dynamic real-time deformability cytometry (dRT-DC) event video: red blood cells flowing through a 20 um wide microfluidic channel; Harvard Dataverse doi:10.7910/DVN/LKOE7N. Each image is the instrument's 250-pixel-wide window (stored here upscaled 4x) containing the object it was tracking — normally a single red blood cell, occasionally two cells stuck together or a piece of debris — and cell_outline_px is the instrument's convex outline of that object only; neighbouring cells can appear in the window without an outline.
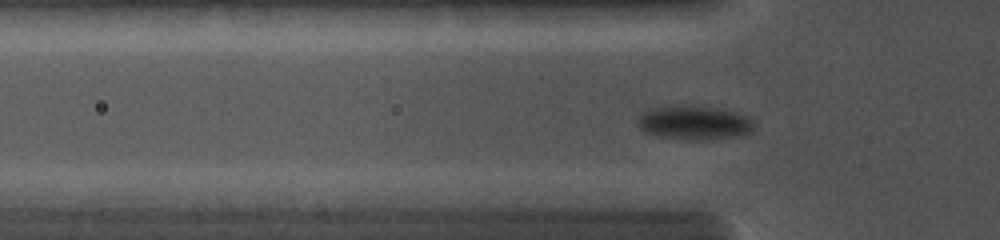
{"species": "common noctule bat (a hibernating species)", "species_latin": "Nyctalus noctula", "temperature_condition": "cold", "stored_images_in_passage": 66, "camera_frame_rate_fps": 5000, "um_per_image_px": 0.085, "animal": {"sex": "female", "body_mass_g": 19.0, "forearm_length_mm": 56.7}, "frame": {"image": 1, "passage_image": 21, "time_ms": 4.4, "image_size_px": [1000, 240], "cell_outline_px": [[752, 132], [740, 136], [708, 140], [696, 140], [664, 136], [644, 132], [640, 128], [636, 116], [640, 112], [648, 108], [680, 104], [692, 104], [716, 108], [748, 116], [752, 120]], "centroid_in_image_um": [58.96, 10.4], "position_along_channel_um": 66.8, "area_um2": 23.35}}
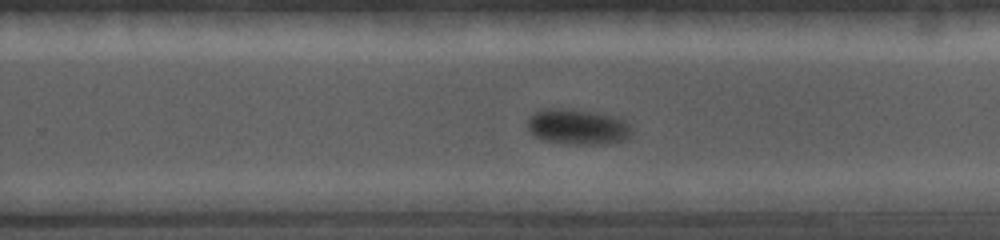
{"frame": {"image": 2, "passage_image": 41, "time_ms": 9.4, "image_size_px": [1000, 240], "cell_outline_px": [[632, 132], [628, 140], [604, 144], [576, 144], [544, 140], [536, 136], [528, 128], [528, 116], [536, 112], [548, 108], [564, 108], [596, 112], [616, 116], [624, 120], [632, 128]], "centroid_in_image_um": [49.16, 10.77], "position_along_channel_um": 280.6, "area_um2": 21.62}}
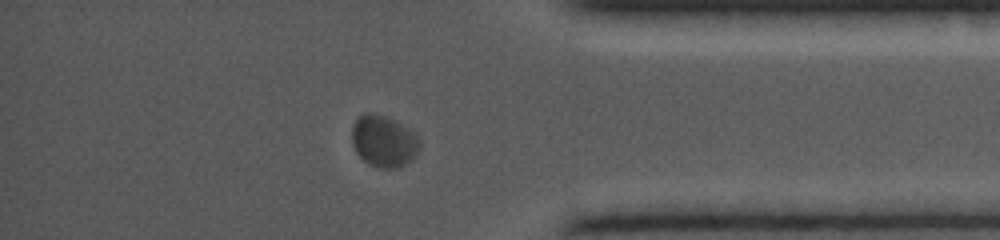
{"frame": {"image": 3, "passage_image": 55, "time_ms": 12.4, "image_size_px": [1000, 240], "cell_outline_px": [[420, 148], [412, 160], [400, 168], [376, 168], [368, 164], [356, 152], [352, 144], [352, 124], [364, 112], [372, 112], [396, 120], [408, 128], [420, 140]], "centroid_in_image_um": [32.61, 12.01], "position_along_channel_um": 402.6, "area_um2": 20.63}}